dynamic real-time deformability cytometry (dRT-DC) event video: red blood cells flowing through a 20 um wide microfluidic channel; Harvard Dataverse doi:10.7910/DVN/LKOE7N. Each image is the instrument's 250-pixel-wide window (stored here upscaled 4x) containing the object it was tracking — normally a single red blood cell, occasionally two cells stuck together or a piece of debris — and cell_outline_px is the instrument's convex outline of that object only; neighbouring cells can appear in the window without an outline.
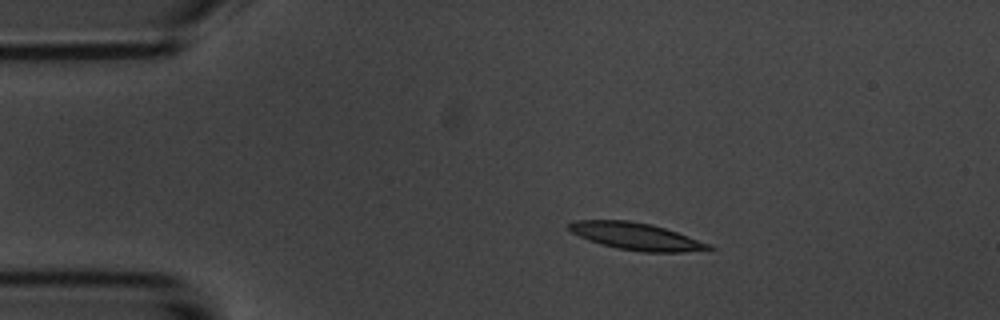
{"species": "common noctule bat (a hibernating species)", "species_latin": "Nyctalus noctula", "temperature_condition": "room temperature", "stored_images_in_passage": 3, "camera_frame_rate_fps": 3000, "um_per_image_px": 0.085, "animal": {"sex": "male", "body_mass_g": 20.1, "forearm_length_mm": 53.5}, "frame": {"image": 1, "passage_image": 1, "time_ms": 0.0, "image_size_px": [1000, 320], "cell_outline_px": [[716, 248], [684, 252], [644, 252], [616, 248], [600, 244], [588, 240], [572, 232], [568, 228], [568, 224], [576, 220], [628, 220], [652, 224], [676, 232], [708, 244]], "centroid_in_image_um": [54.02, 20.08], "position_along_channel_um": 31.0, "area_um2": 21.79}}